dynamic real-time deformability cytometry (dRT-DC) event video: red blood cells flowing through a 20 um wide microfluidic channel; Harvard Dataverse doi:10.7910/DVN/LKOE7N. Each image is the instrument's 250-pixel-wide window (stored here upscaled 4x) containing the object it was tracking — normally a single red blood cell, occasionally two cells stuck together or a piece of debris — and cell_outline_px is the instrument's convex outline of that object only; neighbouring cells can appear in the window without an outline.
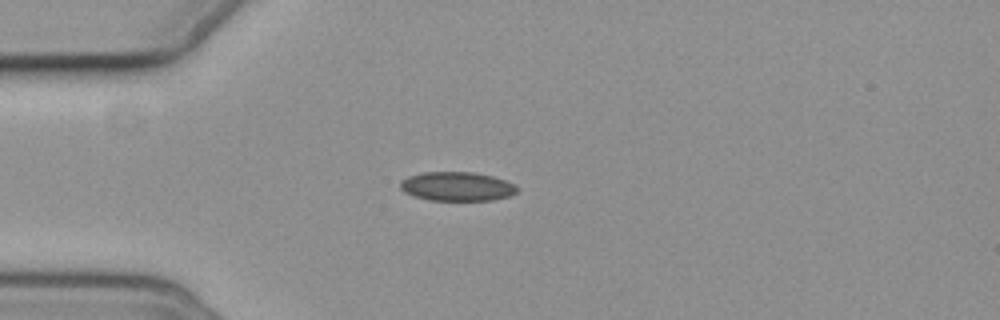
{"species": "common noctule bat (a hibernating species)", "species_latin": "Nyctalus noctula", "temperature_condition": "cold", "stored_images_in_passage": 7, "camera_frame_rate_fps": 3000, "um_per_image_px": 0.085, "animal": {"sex": "female", "body_mass_g": 19.3, "forearm_length_mm": 54.1}, "frame": {"image": 1, "passage_image": 1, "time_ms": 0.0, "image_size_px": [1000, 320], "cell_outline_px": [[520, 188], [516, 192], [508, 196], [492, 200], [428, 200], [404, 192], [400, 188], [400, 180], [408, 176], [424, 172], [472, 172], [492, 176], [504, 180]], "centroid_in_image_um": [38.82, 15.84], "position_along_channel_um": 46.2, "area_um2": 19.65}}
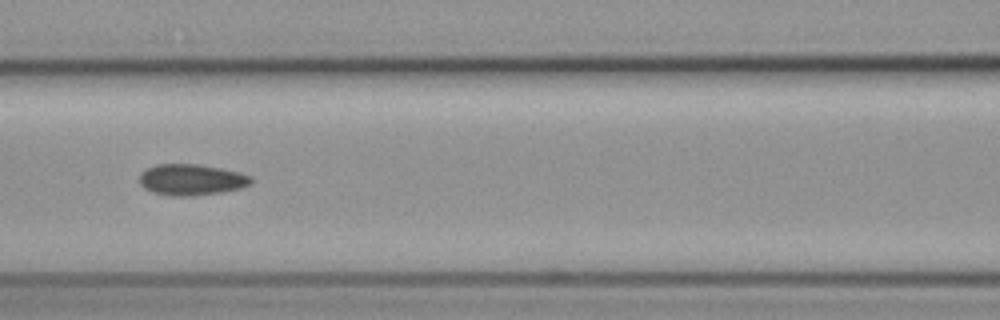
{"frame": {"image": 2, "passage_image": 4, "time_ms": 3.333, "image_size_px": [1000, 320], "cell_outline_px": [[252, 184], [240, 188], [220, 192], [192, 196], [172, 196], [152, 192], [144, 188], [140, 184], [140, 172], [144, 168], [156, 164], [196, 164], [220, 168], [240, 172], [252, 176]], "centroid_in_image_um": [16.25, 15.27], "position_along_channel_um": 150.4, "area_um2": 20.4}}
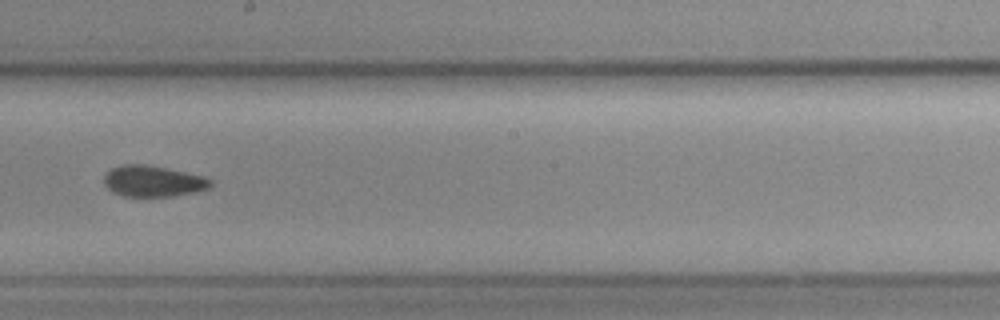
{"frame": {"image": 3, "passage_image": 6, "time_ms": 5.667, "image_size_px": [1000, 320], "cell_outline_px": [[212, 184], [208, 188], [196, 192], [172, 196], [124, 196], [112, 192], [104, 184], [104, 176], [112, 168], [120, 164], [144, 164], [204, 176], [212, 180]], "centroid_in_image_um": [13.0, 15.4], "position_along_channel_um": 235.2, "area_um2": 19.19}}